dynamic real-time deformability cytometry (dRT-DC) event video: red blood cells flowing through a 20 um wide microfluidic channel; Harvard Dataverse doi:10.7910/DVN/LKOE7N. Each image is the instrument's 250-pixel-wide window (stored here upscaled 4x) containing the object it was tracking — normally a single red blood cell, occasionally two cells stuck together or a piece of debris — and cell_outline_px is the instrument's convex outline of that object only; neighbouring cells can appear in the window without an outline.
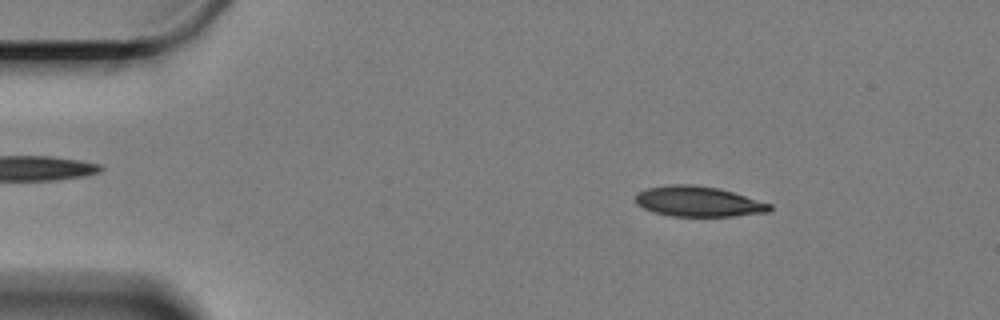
{"species": "Egyptian fruit bat (a non-hibernating species)", "species_latin": "Rousettus aegyptiacus", "temperature_condition": "cold", "stored_images_in_passage": 52, "camera_frame_rate_fps": 3000, "um_per_image_px": 0.085, "animal": {"sex": "female"}, "frame": {"image": 1, "passage_image": 1, "time_ms": 0.0, "image_size_px": [1000, 320], "cell_outline_px": [[772, 208], [768, 212], [732, 216], [672, 216], [652, 212], [636, 204], [636, 196], [640, 192], [648, 188], [672, 184], [692, 184], [720, 188], [772, 204]], "centroid_in_image_um": [59.37, 17.13], "position_along_channel_um": 25.6, "area_um2": 23.64}}
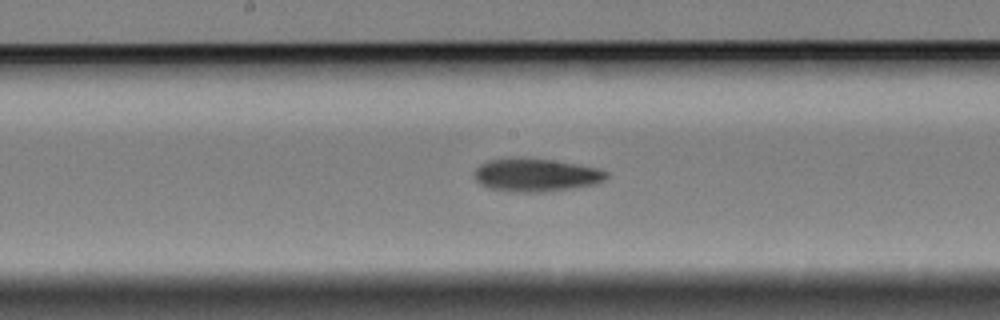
{"frame": {"image": 2, "passage_image": 23, "time_ms": 7.333, "image_size_px": [1000, 320], "cell_outline_px": [[608, 176], [604, 180], [592, 184], [544, 192], [516, 192], [488, 188], [480, 184], [476, 180], [476, 168], [480, 164], [488, 160], [512, 156], [524, 156], [552, 160], [596, 168], [608, 172]], "centroid_in_image_um": [45.49, 14.85], "position_along_channel_um": 202.7, "area_um2": 25.49}}
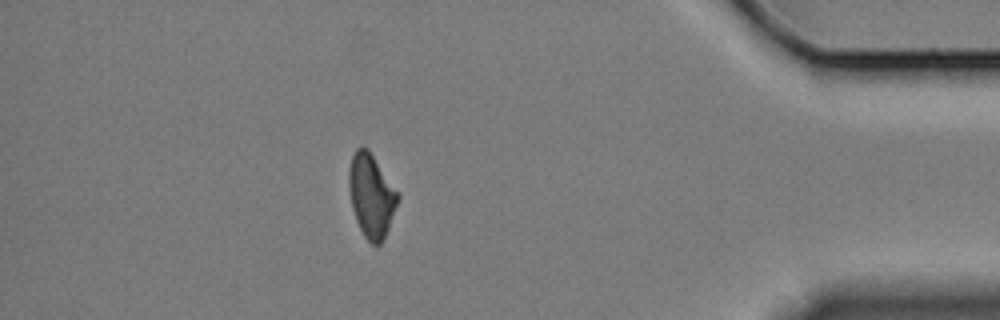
{"frame": {"image": 3, "passage_image": 45, "time_ms": 14.667, "image_size_px": [1000, 320], "cell_outline_px": [[400, 196], [388, 228], [380, 244], [372, 244], [364, 236], [356, 220], [352, 208], [348, 184], [348, 172], [352, 156], [356, 148], [360, 144], [364, 144], [368, 148], [400, 192]], "centroid_in_image_um": [31.56, 16.55], "position_along_channel_um": 403.6, "area_um2": 23.99}, "authors_computed_cell_mechanics": {"area_um2": 24.4494, "velocity_mm_per_s": 3.2959, "shape_relaxation_time_tau1_ms": 4.6826, "shape_relaxation_time_tau2_ms": 8.6957, "deformation_change_tau1": 0.1347, "deformation_change_tau2": 0.1754}}